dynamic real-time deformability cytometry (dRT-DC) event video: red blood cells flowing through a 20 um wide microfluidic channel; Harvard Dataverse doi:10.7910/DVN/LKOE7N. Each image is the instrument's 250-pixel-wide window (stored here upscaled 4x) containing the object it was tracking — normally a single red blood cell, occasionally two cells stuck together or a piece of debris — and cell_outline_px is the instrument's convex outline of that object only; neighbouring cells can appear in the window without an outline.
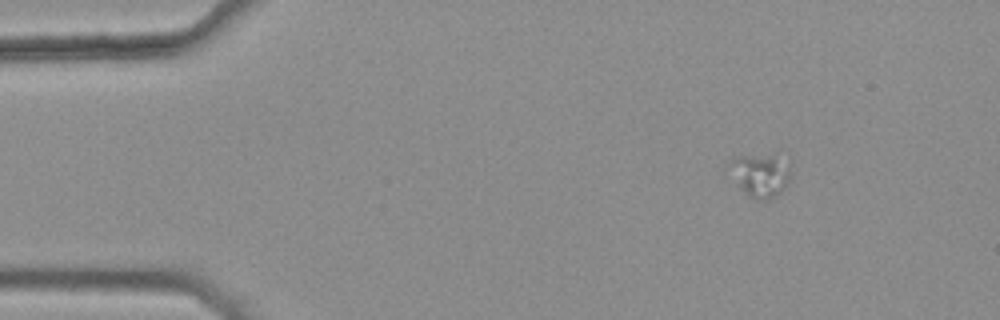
{"species": "common noctule bat (a hibernating species)", "species_latin": "Nyctalus noctula", "temperature_condition": "warm", "stored_images_in_passage": 5, "camera_frame_rate_fps": 3000, "um_per_image_px": 0.085, "animal": {"sex": "female", "body_mass_g": 25.1}, "frame": {"image": 1, "passage_image": 1, "time_ms": 0.0, "image_size_px": [1000, 320], "cell_outline_px": [[788, 180], [780, 192], [768, 200], [756, 200], [740, 184], [732, 160], [732, 156], [772, 156], [788, 168]], "centroid_in_image_um": [64.68, 14.92], "position_along_channel_um": 20.3, "area_um2": 13.41}}